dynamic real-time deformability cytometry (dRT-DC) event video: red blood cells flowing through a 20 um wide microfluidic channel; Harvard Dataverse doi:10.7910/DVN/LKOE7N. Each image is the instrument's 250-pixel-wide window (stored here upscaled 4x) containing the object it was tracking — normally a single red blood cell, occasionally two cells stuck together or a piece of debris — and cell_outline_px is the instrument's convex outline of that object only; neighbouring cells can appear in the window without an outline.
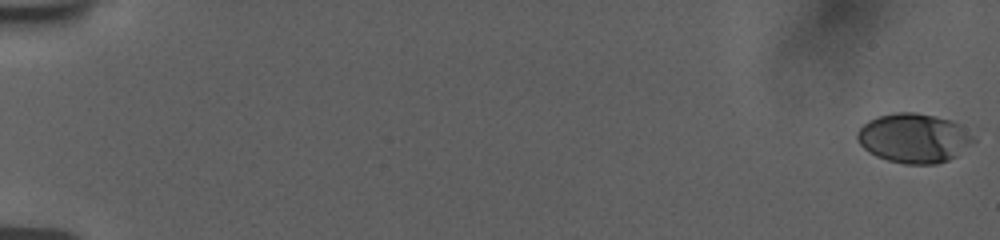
{"species": "human", "species_latin": "Homo sapiens", "temperature_condition": "room temperature", "stored_images_in_passage": 57, "camera_frame_rate_fps": 3000, "um_per_image_px": 0.085, "donor": {"sex": "female"}, "frame": {"image": 1, "passage_image": 1, "time_ms": 0.0, "image_size_px": [1000, 240], "cell_outline_px": [[976, 140], [956, 156], [948, 160], [936, 164], [904, 164], [888, 160], [876, 156], [868, 152], [856, 140], [856, 132], [868, 120], [876, 116], [896, 112], [916, 112], [936, 116], [952, 120], [960, 124]], "centroid_in_image_um": [77.66, 11.73], "position_along_channel_um": 7.3, "area_um2": 33.64}}
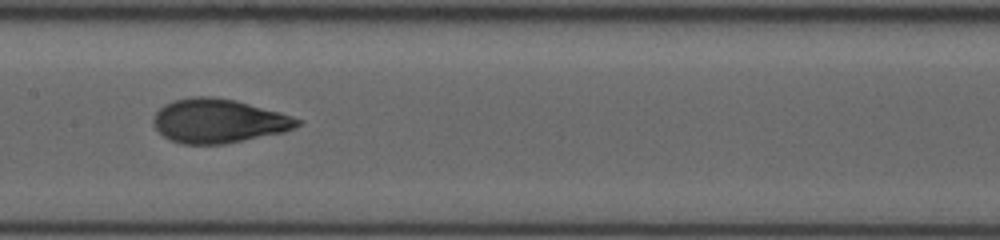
{"frame": {"image": 2, "passage_image": 31, "time_ms": 10.0, "image_size_px": [1000, 240], "cell_outline_px": [[304, 120], [300, 124], [284, 132], [224, 144], [184, 144], [172, 140], [164, 136], [152, 124], [152, 120], [156, 112], [164, 104], [172, 100], [192, 96], [212, 96], [236, 100], [280, 112]], "centroid_in_image_um": [18.57, 10.26], "position_along_channel_um": 188.8, "area_um2": 36.99}}
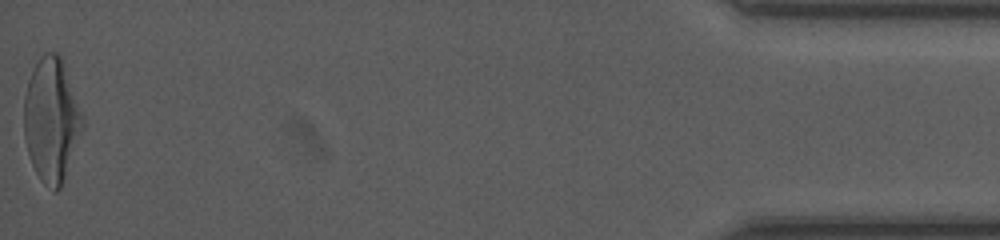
{"frame": {"image": 3, "passage_image": 57, "time_ms": 18.667, "image_size_px": [1000, 240], "cell_outline_px": [[84, 124], [60, 188], [56, 192], [52, 192], [40, 180], [32, 164], [28, 152], [24, 136], [24, 96], [28, 80], [32, 68], [40, 56], [44, 52], [56, 52], [64, 60], [84, 120]], "centroid_in_image_um": [4.36, 10.15], "position_along_channel_um": 430.8, "area_um2": 42.31}, "authors_computed_cell_mechanics": {"area_um2": 35.7782, "velocity_mm_per_s": 3.7689, "shape_relaxation_time_tau1_ms": 5.0156, "shape_relaxation_time_tau2_ms": 0.8319, "deformation_change_tau1": 0.1891, "deformation_change_tau2": 0.0688}}